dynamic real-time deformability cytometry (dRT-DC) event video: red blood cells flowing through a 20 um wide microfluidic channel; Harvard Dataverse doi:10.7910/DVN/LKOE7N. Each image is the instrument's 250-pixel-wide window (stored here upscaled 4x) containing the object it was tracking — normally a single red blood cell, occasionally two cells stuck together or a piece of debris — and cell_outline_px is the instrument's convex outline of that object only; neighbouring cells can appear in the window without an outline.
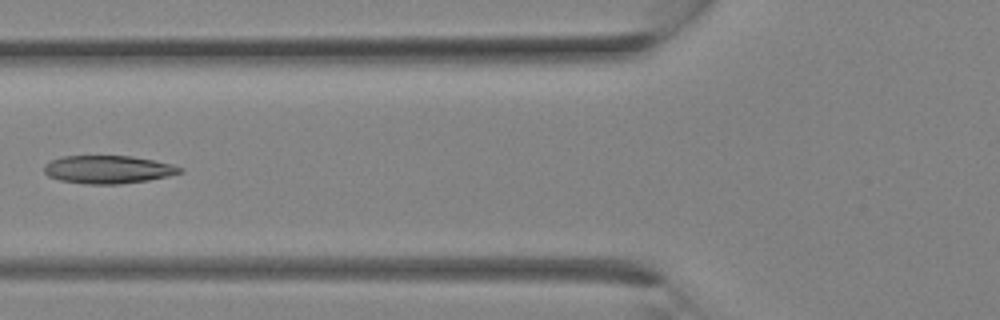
{"species": "Egyptian fruit bat (a non-hibernating species)", "species_latin": "Rousettus aegyptiacus", "temperature_condition": "room temperature", "stored_images_in_passage": 10, "camera_frame_rate_fps": 3000, "um_per_image_px": 0.085, "animal": {"sex": "female"}, "frame": {"image": 1, "passage_image": 9, "time_ms": 2.667, "image_size_px": [1000, 320], "cell_outline_px": [[184, 172], [168, 176], [148, 180], [116, 184], [88, 184], [60, 180], [48, 176], [44, 172], [44, 164], [52, 160], [64, 156], [132, 156], [172, 164], [184, 168]], "centroid_in_image_um": [9.2, 14.4], "position_along_channel_um": 116.6, "area_um2": 22.08}}